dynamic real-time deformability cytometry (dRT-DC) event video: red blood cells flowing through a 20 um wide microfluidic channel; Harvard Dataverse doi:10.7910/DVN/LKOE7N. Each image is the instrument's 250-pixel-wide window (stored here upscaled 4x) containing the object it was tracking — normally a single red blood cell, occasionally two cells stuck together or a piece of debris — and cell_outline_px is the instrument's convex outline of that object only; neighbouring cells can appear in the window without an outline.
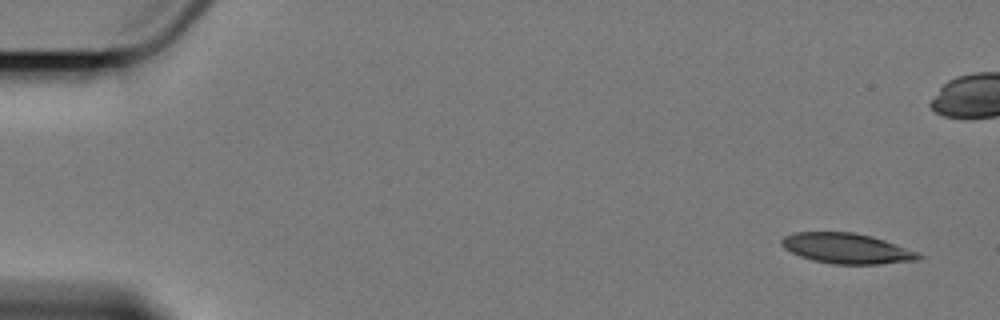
{"species": "Egyptian fruit bat (a non-hibernating species)", "species_latin": "Rousettus aegyptiacus", "temperature_condition": "cold", "stored_images_in_passage": 6, "camera_frame_rate_fps": 3000, "um_per_image_px": 0.085, "animal": {"sex": "female"}, "frame": {"image": 1, "passage_image": 1, "time_ms": 0.0, "image_size_px": [1000, 320], "cell_outline_px": [[924, 256], [920, 260], [880, 264], [832, 264], [812, 260], [800, 256], [784, 248], [780, 244], [780, 240], [784, 236], [796, 232], [852, 232], [872, 236], [884, 240], [916, 252]], "centroid_in_image_um": [71.95, 21.12], "position_along_channel_um": 13.0, "area_um2": 24.16}}